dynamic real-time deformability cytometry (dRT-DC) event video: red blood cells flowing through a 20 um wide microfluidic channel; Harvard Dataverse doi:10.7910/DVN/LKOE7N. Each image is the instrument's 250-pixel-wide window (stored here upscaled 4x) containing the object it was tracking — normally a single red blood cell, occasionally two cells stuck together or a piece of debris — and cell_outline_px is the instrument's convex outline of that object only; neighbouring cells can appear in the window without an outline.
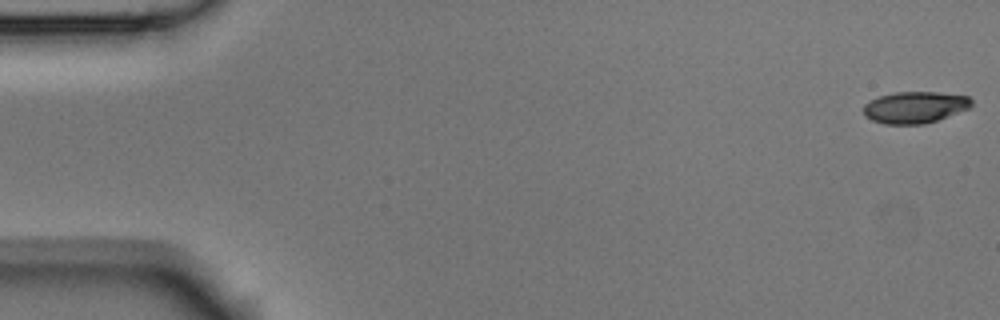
{"species": "Egyptian fruit bat (a non-hibernating species)", "species_latin": "Rousettus aegyptiacus", "temperature_condition": "room temperature", "stored_images_in_passage": 6, "camera_frame_rate_fps": 3000, "um_per_image_px": 0.085, "animal": {"sex": "male"}, "frame": {"image": 1, "passage_image": 1, "time_ms": 0.0, "image_size_px": [1000, 320], "cell_outline_px": [[972, 104], [968, 108], [936, 120], [924, 124], [884, 124], [872, 120], [864, 116], [864, 104], [868, 100], [880, 96], [896, 92], [940, 92], [968, 96], [972, 100]], "centroid_in_image_um": [77.73, 9.11], "position_along_channel_um": 7.3, "area_um2": 19.83}}